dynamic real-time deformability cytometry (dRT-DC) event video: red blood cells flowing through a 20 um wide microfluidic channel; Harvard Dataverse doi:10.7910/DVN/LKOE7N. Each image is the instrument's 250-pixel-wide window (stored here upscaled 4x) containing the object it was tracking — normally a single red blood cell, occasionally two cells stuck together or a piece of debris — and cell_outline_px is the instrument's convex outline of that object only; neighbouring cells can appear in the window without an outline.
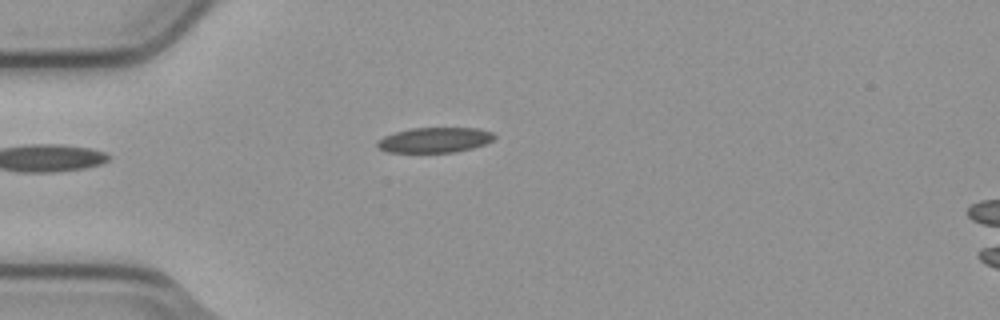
{"species": "common noctule bat (a hibernating species)", "species_latin": "Nyctalus noctula", "temperature_condition": "cold", "stored_images_in_passage": 4, "camera_frame_rate_fps": 3000, "um_per_image_px": 0.085, "animal": {"sex": "male", "body_mass_g": 23.1, "forearm_length_mm": 52.7}, "frame": {"image": 1, "passage_image": 3, "time_ms": 0.667, "image_size_px": [1000, 320], "cell_outline_px": [[496, 136], [492, 140], [484, 144], [472, 148], [456, 152], [388, 152], [380, 148], [376, 144], [376, 140], [384, 136], [396, 132], [412, 128], [476, 128], [492, 132]], "centroid_in_image_um": [36.94, 11.9], "position_along_channel_um": 48.1, "area_um2": 17.05}}